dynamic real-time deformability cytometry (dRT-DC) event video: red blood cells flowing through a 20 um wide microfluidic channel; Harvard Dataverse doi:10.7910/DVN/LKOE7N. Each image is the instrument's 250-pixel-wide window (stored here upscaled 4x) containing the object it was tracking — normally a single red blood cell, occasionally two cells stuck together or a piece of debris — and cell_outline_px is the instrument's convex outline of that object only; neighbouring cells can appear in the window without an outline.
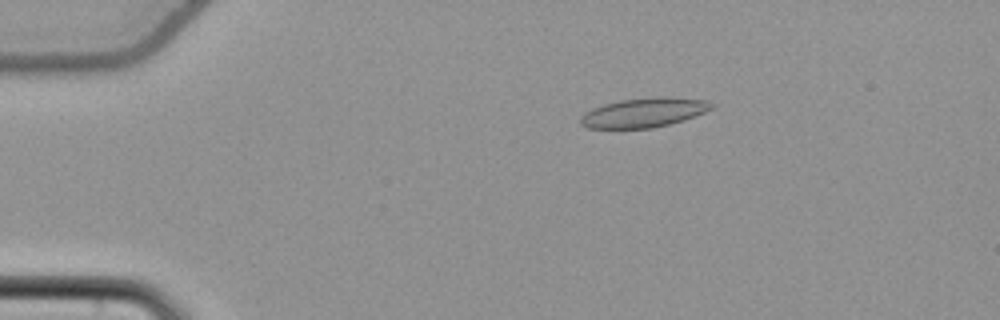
{"species": "common noctule bat (a hibernating species)", "species_latin": "Nyctalus noctula", "temperature_condition": "cold", "stored_images_in_passage": 55, "camera_frame_rate_fps": 3000, "um_per_image_px": 0.085, "animal": {"sex": "female", "body_mass_g": 22.7, "forearm_length_mm": 54.2}, "frame": {"image": 1, "passage_image": 11, "time_ms": 3.333, "image_size_px": [1000, 320], "cell_outline_px": [[716, 104], [712, 108], [704, 112], [684, 120], [652, 128], [588, 128], [580, 124], [580, 116], [584, 112], [592, 108], [604, 104], [620, 100], [656, 96], [660, 96], [704, 100]], "centroid_in_image_um": [54.7, 9.56], "position_along_channel_um": 30.3, "area_um2": 22.43}}
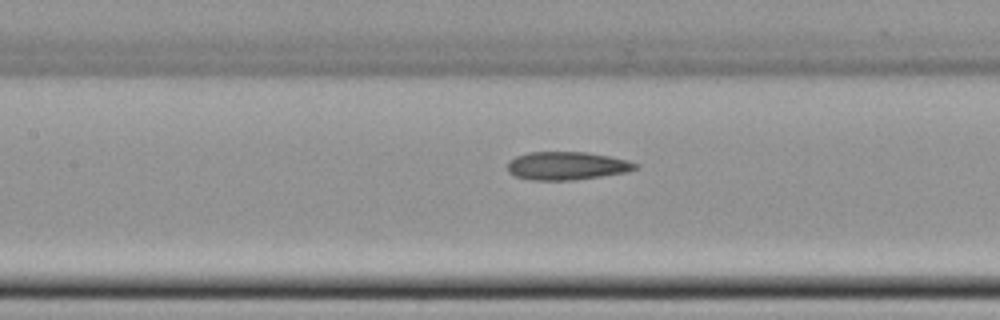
{"frame": {"image": 2, "passage_image": 26, "time_ms": 8.333, "image_size_px": [1000, 320], "cell_outline_px": [[640, 168], [628, 172], [572, 180], [532, 180], [516, 176], [508, 172], [508, 164], [516, 156], [528, 152], [588, 152], [628, 160], [640, 164]], "centroid_in_image_um": [48.24, 14.09], "position_along_channel_um": 159.2, "area_um2": 20.98}}
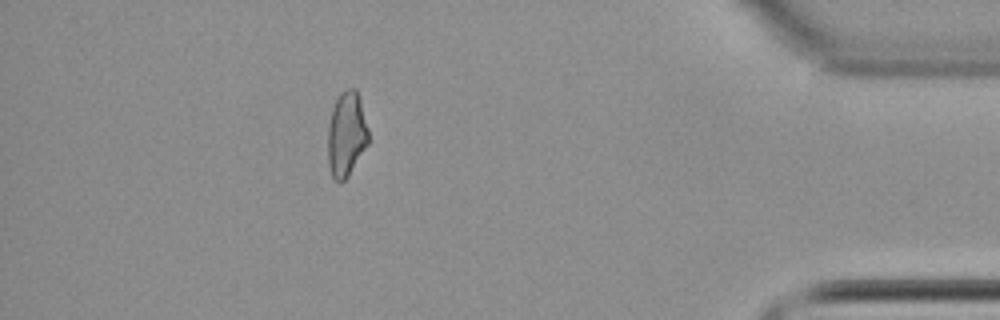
{"frame": {"image": 3, "passage_image": 49, "time_ms": 16.0, "image_size_px": [1000, 320], "cell_outline_px": [[368, 144], [348, 176], [340, 184], [332, 176], [328, 164], [328, 128], [332, 108], [340, 92], [348, 88], [356, 88], [360, 100], [368, 128]], "centroid_in_image_um": [29.44, 11.41], "position_along_channel_um": 405.8, "area_um2": 20.06}, "authors_computed_cell_mechanics": {"area_um2": 21.2126, "velocity_mm_per_s": 3.8184, "shape_relaxation_time_tau1_ms": null, "shape_relaxation_time_tau2_ms": 3.8183, "deformation_change_tau1": null, "deformation_change_tau2": 0.1086}}